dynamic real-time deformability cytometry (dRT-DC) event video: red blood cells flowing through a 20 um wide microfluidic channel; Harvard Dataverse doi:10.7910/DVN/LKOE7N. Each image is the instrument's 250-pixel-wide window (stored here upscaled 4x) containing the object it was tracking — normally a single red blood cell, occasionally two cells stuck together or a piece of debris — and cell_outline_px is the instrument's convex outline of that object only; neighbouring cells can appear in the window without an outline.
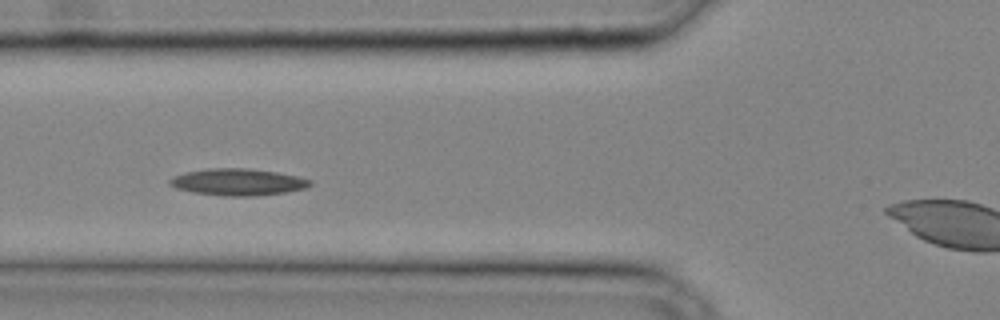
{"species": "common noctule bat (a hibernating species)", "species_latin": "Nyctalus noctula", "temperature_condition": "cold", "stored_images_in_passage": 27, "camera_frame_rate_fps": 3000, "um_per_image_px": 0.085, "animal": {"sex": "male", "body_mass_g": 20.4}, "frame": {"image": 1, "passage_image": 8, "time_ms": 2.333, "image_size_px": [1000, 320], "cell_outline_px": [[312, 184], [304, 188], [284, 192], [252, 196], [224, 196], [196, 192], [176, 188], [168, 184], [168, 180], [184, 172], [208, 168], [248, 168], [276, 172], [296, 176], [312, 180]], "centroid_in_image_um": [20.2, 15.46], "position_along_channel_um": 105.6, "area_um2": 21.68}}